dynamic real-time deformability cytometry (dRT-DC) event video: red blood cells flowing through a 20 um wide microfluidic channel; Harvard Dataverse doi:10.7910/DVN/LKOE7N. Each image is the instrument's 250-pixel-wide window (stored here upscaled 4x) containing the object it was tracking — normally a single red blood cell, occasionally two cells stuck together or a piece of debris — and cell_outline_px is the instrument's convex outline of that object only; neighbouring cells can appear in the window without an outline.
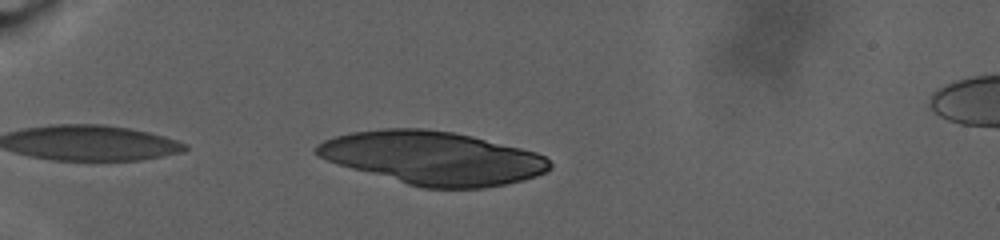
{"species": "human", "species_latin": "Homo sapiens", "temperature_condition": "warm", "stored_images_in_passage": 59, "camera_frame_rate_fps": 3000, "um_per_image_px": 0.085, "donor": {"sex": "male"}, "frame": {"image": 1, "passage_image": 5, "time_ms": 1.333, "image_size_px": [1000, 240], "cell_outline_px": [[552, 168], [536, 176], [524, 180], [484, 188], [424, 188], [408, 184], [352, 168], [328, 160], [320, 156], [312, 148], [316, 144], [324, 140], [336, 136], [352, 132], [384, 128], [424, 128], [452, 132], [472, 136], [536, 152], [544, 156], [552, 164]], "centroid_in_image_um": [36.8, 13.42], "position_along_channel_um": 48.2, "area_um2": 71.73}}